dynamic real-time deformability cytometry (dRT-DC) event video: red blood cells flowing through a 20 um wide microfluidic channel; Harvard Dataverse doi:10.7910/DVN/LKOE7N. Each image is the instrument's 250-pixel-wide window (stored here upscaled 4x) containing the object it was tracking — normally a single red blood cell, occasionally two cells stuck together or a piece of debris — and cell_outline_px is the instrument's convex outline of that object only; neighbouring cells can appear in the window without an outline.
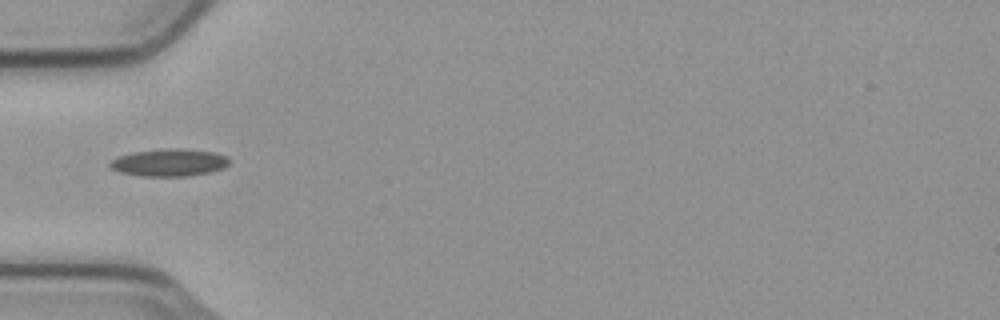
{"species": "common noctule bat (a hibernating species)", "species_latin": "Nyctalus noctula", "temperature_condition": "cold", "stored_images_in_passage": 6, "camera_frame_rate_fps": 3000, "um_per_image_px": 0.085, "animal": {"sex": "male", "body_mass_g": 23.1, "forearm_length_mm": 52.7}, "frame": {"image": 1, "passage_image": 1, "time_ms": 0.0, "image_size_px": [1000, 320], "cell_outline_px": [[228, 164], [224, 168], [208, 172], [188, 176], [140, 176], [120, 172], [112, 168], [108, 164], [116, 156], [132, 152], [160, 148], [184, 148], [212, 152], [224, 156], [228, 160]], "centroid_in_image_um": [14.33, 13.8], "position_along_channel_um": 70.7, "area_um2": 19.07}}
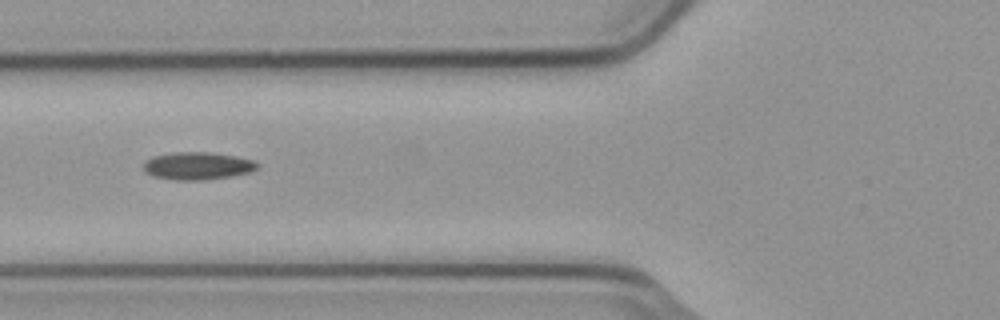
{"frame": {"image": 2, "passage_image": 4, "time_ms": 1.0, "image_size_px": [1000, 320], "cell_outline_px": [[260, 164], [252, 172], [232, 176], [204, 180], [176, 180], [152, 176], [144, 172], [144, 164], [152, 156], [176, 152], [212, 152], [236, 156], [256, 160]], "centroid_in_image_um": [16.84, 14.1], "position_along_channel_um": 109.0, "area_um2": 18.5}}